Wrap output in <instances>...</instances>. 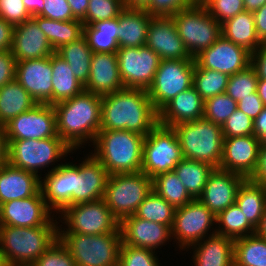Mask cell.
<instances>
[{
	"label": "cell",
	"instance_id": "cell-1",
	"mask_svg": "<svg viewBox=\"0 0 266 266\" xmlns=\"http://www.w3.org/2000/svg\"><path fill=\"white\" fill-rule=\"evenodd\" d=\"M158 124L148 92L141 88H123L102 96L100 130H127L147 136Z\"/></svg>",
	"mask_w": 266,
	"mask_h": 266
},
{
	"label": "cell",
	"instance_id": "cell-2",
	"mask_svg": "<svg viewBox=\"0 0 266 266\" xmlns=\"http://www.w3.org/2000/svg\"><path fill=\"white\" fill-rule=\"evenodd\" d=\"M101 101L102 96L84 90L53 105L57 135L72 150L88 140L94 143L100 131Z\"/></svg>",
	"mask_w": 266,
	"mask_h": 266
},
{
	"label": "cell",
	"instance_id": "cell-3",
	"mask_svg": "<svg viewBox=\"0 0 266 266\" xmlns=\"http://www.w3.org/2000/svg\"><path fill=\"white\" fill-rule=\"evenodd\" d=\"M145 136L127 130H100L93 155L109 175L135 173L142 169Z\"/></svg>",
	"mask_w": 266,
	"mask_h": 266
},
{
	"label": "cell",
	"instance_id": "cell-4",
	"mask_svg": "<svg viewBox=\"0 0 266 266\" xmlns=\"http://www.w3.org/2000/svg\"><path fill=\"white\" fill-rule=\"evenodd\" d=\"M57 225H0V249L8 264L32 265L58 239Z\"/></svg>",
	"mask_w": 266,
	"mask_h": 266
},
{
	"label": "cell",
	"instance_id": "cell-5",
	"mask_svg": "<svg viewBox=\"0 0 266 266\" xmlns=\"http://www.w3.org/2000/svg\"><path fill=\"white\" fill-rule=\"evenodd\" d=\"M175 130L183 157L219 169L223 155L222 127L204 118L180 123Z\"/></svg>",
	"mask_w": 266,
	"mask_h": 266
},
{
	"label": "cell",
	"instance_id": "cell-6",
	"mask_svg": "<svg viewBox=\"0 0 266 266\" xmlns=\"http://www.w3.org/2000/svg\"><path fill=\"white\" fill-rule=\"evenodd\" d=\"M77 266H119L122 244L120 228L102 235L58 233Z\"/></svg>",
	"mask_w": 266,
	"mask_h": 266
},
{
	"label": "cell",
	"instance_id": "cell-7",
	"mask_svg": "<svg viewBox=\"0 0 266 266\" xmlns=\"http://www.w3.org/2000/svg\"><path fill=\"white\" fill-rule=\"evenodd\" d=\"M152 191V179L144 172L113 174L107 180L103 200L120 222L134 215Z\"/></svg>",
	"mask_w": 266,
	"mask_h": 266
},
{
	"label": "cell",
	"instance_id": "cell-8",
	"mask_svg": "<svg viewBox=\"0 0 266 266\" xmlns=\"http://www.w3.org/2000/svg\"><path fill=\"white\" fill-rule=\"evenodd\" d=\"M172 17L179 37L192 58L208 49L222 35L221 24L203 4H194Z\"/></svg>",
	"mask_w": 266,
	"mask_h": 266
},
{
	"label": "cell",
	"instance_id": "cell-9",
	"mask_svg": "<svg viewBox=\"0 0 266 266\" xmlns=\"http://www.w3.org/2000/svg\"><path fill=\"white\" fill-rule=\"evenodd\" d=\"M184 159L173 127L158 123L143 142L142 169L151 179L175 169Z\"/></svg>",
	"mask_w": 266,
	"mask_h": 266
},
{
	"label": "cell",
	"instance_id": "cell-10",
	"mask_svg": "<svg viewBox=\"0 0 266 266\" xmlns=\"http://www.w3.org/2000/svg\"><path fill=\"white\" fill-rule=\"evenodd\" d=\"M7 141L8 163L36 175L40 168L73 151L60 137Z\"/></svg>",
	"mask_w": 266,
	"mask_h": 266
},
{
	"label": "cell",
	"instance_id": "cell-11",
	"mask_svg": "<svg viewBox=\"0 0 266 266\" xmlns=\"http://www.w3.org/2000/svg\"><path fill=\"white\" fill-rule=\"evenodd\" d=\"M195 60H161L148 96L157 112L179 93L193 86Z\"/></svg>",
	"mask_w": 266,
	"mask_h": 266
},
{
	"label": "cell",
	"instance_id": "cell-12",
	"mask_svg": "<svg viewBox=\"0 0 266 266\" xmlns=\"http://www.w3.org/2000/svg\"><path fill=\"white\" fill-rule=\"evenodd\" d=\"M61 213L68 228H58V233L102 235L116 232L120 226L103 199L70 205Z\"/></svg>",
	"mask_w": 266,
	"mask_h": 266
},
{
	"label": "cell",
	"instance_id": "cell-13",
	"mask_svg": "<svg viewBox=\"0 0 266 266\" xmlns=\"http://www.w3.org/2000/svg\"><path fill=\"white\" fill-rule=\"evenodd\" d=\"M116 54L124 88L147 90L153 83L161 58L146 45L119 48Z\"/></svg>",
	"mask_w": 266,
	"mask_h": 266
},
{
	"label": "cell",
	"instance_id": "cell-14",
	"mask_svg": "<svg viewBox=\"0 0 266 266\" xmlns=\"http://www.w3.org/2000/svg\"><path fill=\"white\" fill-rule=\"evenodd\" d=\"M213 223H216V216L199 199H193L176 208L171 228L172 237L178 240L180 249L189 248L205 239Z\"/></svg>",
	"mask_w": 266,
	"mask_h": 266
},
{
	"label": "cell",
	"instance_id": "cell-15",
	"mask_svg": "<svg viewBox=\"0 0 266 266\" xmlns=\"http://www.w3.org/2000/svg\"><path fill=\"white\" fill-rule=\"evenodd\" d=\"M7 140L59 137L53 105L38 103L4 125Z\"/></svg>",
	"mask_w": 266,
	"mask_h": 266
},
{
	"label": "cell",
	"instance_id": "cell-16",
	"mask_svg": "<svg viewBox=\"0 0 266 266\" xmlns=\"http://www.w3.org/2000/svg\"><path fill=\"white\" fill-rule=\"evenodd\" d=\"M50 208L43 198L41 189L33 196L11 200L0 205V225L37 227L58 225L51 218Z\"/></svg>",
	"mask_w": 266,
	"mask_h": 266
},
{
	"label": "cell",
	"instance_id": "cell-17",
	"mask_svg": "<svg viewBox=\"0 0 266 266\" xmlns=\"http://www.w3.org/2000/svg\"><path fill=\"white\" fill-rule=\"evenodd\" d=\"M195 62L201 68L231 76L251 64V52L221 35L208 49L195 57Z\"/></svg>",
	"mask_w": 266,
	"mask_h": 266
},
{
	"label": "cell",
	"instance_id": "cell-18",
	"mask_svg": "<svg viewBox=\"0 0 266 266\" xmlns=\"http://www.w3.org/2000/svg\"><path fill=\"white\" fill-rule=\"evenodd\" d=\"M145 45L161 60H195L179 37L173 17H152Z\"/></svg>",
	"mask_w": 266,
	"mask_h": 266
},
{
	"label": "cell",
	"instance_id": "cell-19",
	"mask_svg": "<svg viewBox=\"0 0 266 266\" xmlns=\"http://www.w3.org/2000/svg\"><path fill=\"white\" fill-rule=\"evenodd\" d=\"M259 149L260 143L254 135L224 138L219 169L249 179L256 169Z\"/></svg>",
	"mask_w": 266,
	"mask_h": 266
},
{
	"label": "cell",
	"instance_id": "cell-20",
	"mask_svg": "<svg viewBox=\"0 0 266 266\" xmlns=\"http://www.w3.org/2000/svg\"><path fill=\"white\" fill-rule=\"evenodd\" d=\"M51 56L18 61L16 80L37 101L52 105Z\"/></svg>",
	"mask_w": 266,
	"mask_h": 266
},
{
	"label": "cell",
	"instance_id": "cell-21",
	"mask_svg": "<svg viewBox=\"0 0 266 266\" xmlns=\"http://www.w3.org/2000/svg\"><path fill=\"white\" fill-rule=\"evenodd\" d=\"M75 177H78V166L75 164H58L41 180V192L47 206L62 212L72 205Z\"/></svg>",
	"mask_w": 266,
	"mask_h": 266
},
{
	"label": "cell",
	"instance_id": "cell-22",
	"mask_svg": "<svg viewBox=\"0 0 266 266\" xmlns=\"http://www.w3.org/2000/svg\"><path fill=\"white\" fill-rule=\"evenodd\" d=\"M119 228L122 243L154 251L172 236V226L148 221L135 215L123 218Z\"/></svg>",
	"mask_w": 266,
	"mask_h": 266
},
{
	"label": "cell",
	"instance_id": "cell-23",
	"mask_svg": "<svg viewBox=\"0 0 266 266\" xmlns=\"http://www.w3.org/2000/svg\"><path fill=\"white\" fill-rule=\"evenodd\" d=\"M245 178L239 174L214 169L198 198L215 216L235 204L239 186Z\"/></svg>",
	"mask_w": 266,
	"mask_h": 266
},
{
	"label": "cell",
	"instance_id": "cell-24",
	"mask_svg": "<svg viewBox=\"0 0 266 266\" xmlns=\"http://www.w3.org/2000/svg\"><path fill=\"white\" fill-rule=\"evenodd\" d=\"M109 173L92 154L78 165L72 205L103 199Z\"/></svg>",
	"mask_w": 266,
	"mask_h": 266
},
{
	"label": "cell",
	"instance_id": "cell-25",
	"mask_svg": "<svg viewBox=\"0 0 266 266\" xmlns=\"http://www.w3.org/2000/svg\"><path fill=\"white\" fill-rule=\"evenodd\" d=\"M11 52L18 62L49 57L55 51L37 22L30 18L14 26Z\"/></svg>",
	"mask_w": 266,
	"mask_h": 266
},
{
	"label": "cell",
	"instance_id": "cell-26",
	"mask_svg": "<svg viewBox=\"0 0 266 266\" xmlns=\"http://www.w3.org/2000/svg\"><path fill=\"white\" fill-rule=\"evenodd\" d=\"M124 88L116 53H93L88 81L84 90L104 96Z\"/></svg>",
	"mask_w": 266,
	"mask_h": 266
},
{
	"label": "cell",
	"instance_id": "cell-27",
	"mask_svg": "<svg viewBox=\"0 0 266 266\" xmlns=\"http://www.w3.org/2000/svg\"><path fill=\"white\" fill-rule=\"evenodd\" d=\"M205 101L192 86L170 100L159 112L158 123L174 127L180 123L202 119Z\"/></svg>",
	"mask_w": 266,
	"mask_h": 266
},
{
	"label": "cell",
	"instance_id": "cell-28",
	"mask_svg": "<svg viewBox=\"0 0 266 266\" xmlns=\"http://www.w3.org/2000/svg\"><path fill=\"white\" fill-rule=\"evenodd\" d=\"M9 163L0 169V205L35 195L41 189V178Z\"/></svg>",
	"mask_w": 266,
	"mask_h": 266
},
{
	"label": "cell",
	"instance_id": "cell-29",
	"mask_svg": "<svg viewBox=\"0 0 266 266\" xmlns=\"http://www.w3.org/2000/svg\"><path fill=\"white\" fill-rule=\"evenodd\" d=\"M193 245L195 266H234V240L218 235L213 231L211 236ZM198 245V247H197ZM197 247V248H196Z\"/></svg>",
	"mask_w": 266,
	"mask_h": 266
},
{
	"label": "cell",
	"instance_id": "cell-30",
	"mask_svg": "<svg viewBox=\"0 0 266 266\" xmlns=\"http://www.w3.org/2000/svg\"><path fill=\"white\" fill-rule=\"evenodd\" d=\"M152 17L142 9L124 8L118 16L119 48L144 46Z\"/></svg>",
	"mask_w": 266,
	"mask_h": 266
},
{
	"label": "cell",
	"instance_id": "cell-31",
	"mask_svg": "<svg viewBox=\"0 0 266 266\" xmlns=\"http://www.w3.org/2000/svg\"><path fill=\"white\" fill-rule=\"evenodd\" d=\"M222 35L253 53L263 43L259 40L253 12L242 11L221 24Z\"/></svg>",
	"mask_w": 266,
	"mask_h": 266
},
{
	"label": "cell",
	"instance_id": "cell-32",
	"mask_svg": "<svg viewBox=\"0 0 266 266\" xmlns=\"http://www.w3.org/2000/svg\"><path fill=\"white\" fill-rule=\"evenodd\" d=\"M37 101L16 80L0 88V126L19 114L32 109Z\"/></svg>",
	"mask_w": 266,
	"mask_h": 266
},
{
	"label": "cell",
	"instance_id": "cell-33",
	"mask_svg": "<svg viewBox=\"0 0 266 266\" xmlns=\"http://www.w3.org/2000/svg\"><path fill=\"white\" fill-rule=\"evenodd\" d=\"M52 105L70 99L84 91V85L77 80L68 63L56 52L51 55Z\"/></svg>",
	"mask_w": 266,
	"mask_h": 266
},
{
	"label": "cell",
	"instance_id": "cell-34",
	"mask_svg": "<svg viewBox=\"0 0 266 266\" xmlns=\"http://www.w3.org/2000/svg\"><path fill=\"white\" fill-rule=\"evenodd\" d=\"M118 17L83 25V36L93 53H116L119 49Z\"/></svg>",
	"mask_w": 266,
	"mask_h": 266
},
{
	"label": "cell",
	"instance_id": "cell-35",
	"mask_svg": "<svg viewBox=\"0 0 266 266\" xmlns=\"http://www.w3.org/2000/svg\"><path fill=\"white\" fill-rule=\"evenodd\" d=\"M235 204L256 228L266 206V187L245 179L237 190Z\"/></svg>",
	"mask_w": 266,
	"mask_h": 266
},
{
	"label": "cell",
	"instance_id": "cell-36",
	"mask_svg": "<svg viewBox=\"0 0 266 266\" xmlns=\"http://www.w3.org/2000/svg\"><path fill=\"white\" fill-rule=\"evenodd\" d=\"M32 18L44 32L54 51L58 50L62 45L77 41L83 36V22L79 19L59 21L40 16Z\"/></svg>",
	"mask_w": 266,
	"mask_h": 266
},
{
	"label": "cell",
	"instance_id": "cell-37",
	"mask_svg": "<svg viewBox=\"0 0 266 266\" xmlns=\"http://www.w3.org/2000/svg\"><path fill=\"white\" fill-rule=\"evenodd\" d=\"M55 52L68 63L77 80L85 85L89 78L93 55L86 38L82 36L77 41L62 45Z\"/></svg>",
	"mask_w": 266,
	"mask_h": 266
},
{
	"label": "cell",
	"instance_id": "cell-38",
	"mask_svg": "<svg viewBox=\"0 0 266 266\" xmlns=\"http://www.w3.org/2000/svg\"><path fill=\"white\" fill-rule=\"evenodd\" d=\"M214 169L207 163L184 158L176 165L174 171L189 195L193 199H198Z\"/></svg>",
	"mask_w": 266,
	"mask_h": 266
},
{
	"label": "cell",
	"instance_id": "cell-39",
	"mask_svg": "<svg viewBox=\"0 0 266 266\" xmlns=\"http://www.w3.org/2000/svg\"><path fill=\"white\" fill-rule=\"evenodd\" d=\"M234 266H266V239L256 234L235 239Z\"/></svg>",
	"mask_w": 266,
	"mask_h": 266
},
{
	"label": "cell",
	"instance_id": "cell-40",
	"mask_svg": "<svg viewBox=\"0 0 266 266\" xmlns=\"http://www.w3.org/2000/svg\"><path fill=\"white\" fill-rule=\"evenodd\" d=\"M152 188L175 209L193 200L174 170L153 177Z\"/></svg>",
	"mask_w": 266,
	"mask_h": 266
},
{
	"label": "cell",
	"instance_id": "cell-41",
	"mask_svg": "<svg viewBox=\"0 0 266 266\" xmlns=\"http://www.w3.org/2000/svg\"><path fill=\"white\" fill-rule=\"evenodd\" d=\"M216 222V224L220 223L218 225L221 226L215 229L216 234L232 240L255 234V228L249 223L247 217L236 204L221 211L216 216Z\"/></svg>",
	"mask_w": 266,
	"mask_h": 266
},
{
	"label": "cell",
	"instance_id": "cell-42",
	"mask_svg": "<svg viewBox=\"0 0 266 266\" xmlns=\"http://www.w3.org/2000/svg\"><path fill=\"white\" fill-rule=\"evenodd\" d=\"M229 75L216 70L201 68L195 62L193 87L205 101L210 97L226 92Z\"/></svg>",
	"mask_w": 266,
	"mask_h": 266
},
{
	"label": "cell",
	"instance_id": "cell-43",
	"mask_svg": "<svg viewBox=\"0 0 266 266\" xmlns=\"http://www.w3.org/2000/svg\"><path fill=\"white\" fill-rule=\"evenodd\" d=\"M175 210L165 199L152 191L139 205L134 215L148 221L172 226Z\"/></svg>",
	"mask_w": 266,
	"mask_h": 266
},
{
	"label": "cell",
	"instance_id": "cell-44",
	"mask_svg": "<svg viewBox=\"0 0 266 266\" xmlns=\"http://www.w3.org/2000/svg\"><path fill=\"white\" fill-rule=\"evenodd\" d=\"M258 77L250 64L247 68L229 77L226 94L237 103L257 91Z\"/></svg>",
	"mask_w": 266,
	"mask_h": 266
},
{
	"label": "cell",
	"instance_id": "cell-45",
	"mask_svg": "<svg viewBox=\"0 0 266 266\" xmlns=\"http://www.w3.org/2000/svg\"><path fill=\"white\" fill-rule=\"evenodd\" d=\"M237 109V102L226 93L218 94L205 100L203 118L219 126Z\"/></svg>",
	"mask_w": 266,
	"mask_h": 266
},
{
	"label": "cell",
	"instance_id": "cell-46",
	"mask_svg": "<svg viewBox=\"0 0 266 266\" xmlns=\"http://www.w3.org/2000/svg\"><path fill=\"white\" fill-rule=\"evenodd\" d=\"M123 9V0H89L86 16L82 20L83 25L116 18Z\"/></svg>",
	"mask_w": 266,
	"mask_h": 266
},
{
	"label": "cell",
	"instance_id": "cell-47",
	"mask_svg": "<svg viewBox=\"0 0 266 266\" xmlns=\"http://www.w3.org/2000/svg\"><path fill=\"white\" fill-rule=\"evenodd\" d=\"M155 251L121 244L119 266H160ZM158 260V261H157Z\"/></svg>",
	"mask_w": 266,
	"mask_h": 266
},
{
	"label": "cell",
	"instance_id": "cell-48",
	"mask_svg": "<svg viewBox=\"0 0 266 266\" xmlns=\"http://www.w3.org/2000/svg\"><path fill=\"white\" fill-rule=\"evenodd\" d=\"M32 266H77L68 249L57 239Z\"/></svg>",
	"mask_w": 266,
	"mask_h": 266
},
{
	"label": "cell",
	"instance_id": "cell-49",
	"mask_svg": "<svg viewBox=\"0 0 266 266\" xmlns=\"http://www.w3.org/2000/svg\"><path fill=\"white\" fill-rule=\"evenodd\" d=\"M254 121L239 109L232 113L222 125L224 138L254 135Z\"/></svg>",
	"mask_w": 266,
	"mask_h": 266
},
{
	"label": "cell",
	"instance_id": "cell-50",
	"mask_svg": "<svg viewBox=\"0 0 266 266\" xmlns=\"http://www.w3.org/2000/svg\"><path fill=\"white\" fill-rule=\"evenodd\" d=\"M203 5L220 24L245 10L243 0H206Z\"/></svg>",
	"mask_w": 266,
	"mask_h": 266
},
{
	"label": "cell",
	"instance_id": "cell-51",
	"mask_svg": "<svg viewBox=\"0 0 266 266\" xmlns=\"http://www.w3.org/2000/svg\"><path fill=\"white\" fill-rule=\"evenodd\" d=\"M194 4L192 0H150L149 5L144 10L153 17H172Z\"/></svg>",
	"mask_w": 266,
	"mask_h": 266
},
{
	"label": "cell",
	"instance_id": "cell-52",
	"mask_svg": "<svg viewBox=\"0 0 266 266\" xmlns=\"http://www.w3.org/2000/svg\"><path fill=\"white\" fill-rule=\"evenodd\" d=\"M0 17L13 26L32 18L23 0H0Z\"/></svg>",
	"mask_w": 266,
	"mask_h": 266
},
{
	"label": "cell",
	"instance_id": "cell-53",
	"mask_svg": "<svg viewBox=\"0 0 266 266\" xmlns=\"http://www.w3.org/2000/svg\"><path fill=\"white\" fill-rule=\"evenodd\" d=\"M38 16L59 21L76 19L67 0H44V10Z\"/></svg>",
	"mask_w": 266,
	"mask_h": 266
},
{
	"label": "cell",
	"instance_id": "cell-54",
	"mask_svg": "<svg viewBox=\"0 0 266 266\" xmlns=\"http://www.w3.org/2000/svg\"><path fill=\"white\" fill-rule=\"evenodd\" d=\"M16 66L11 50L0 51V88L16 78Z\"/></svg>",
	"mask_w": 266,
	"mask_h": 266
},
{
	"label": "cell",
	"instance_id": "cell-55",
	"mask_svg": "<svg viewBox=\"0 0 266 266\" xmlns=\"http://www.w3.org/2000/svg\"><path fill=\"white\" fill-rule=\"evenodd\" d=\"M265 108L264 103L257 94V91L237 103V109L248 115L253 121Z\"/></svg>",
	"mask_w": 266,
	"mask_h": 266
},
{
	"label": "cell",
	"instance_id": "cell-56",
	"mask_svg": "<svg viewBox=\"0 0 266 266\" xmlns=\"http://www.w3.org/2000/svg\"><path fill=\"white\" fill-rule=\"evenodd\" d=\"M251 65L255 69L258 79L266 80V44H262L251 53Z\"/></svg>",
	"mask_w": 266,
	"mask_h": 266
},
{
	"label": "cell",
	"instance_id": "cell-57",
	"mask_svg": "<svg viewBox=\"0 0 266 266\" xmlns=\"http://www.w3.org/2000/svg\"><path fill=\"white\" fill-rule=\"evenodd\" d=\"M249 180L266 187V147H260L257 166Z\"/></svg>",
	"mask_w": 266,
	"mask_h": 266
},
{
	"label": "cell",
	"instance_id": "cell-58",
	"mask_svg": "<svg viewBox=\"0 0 266 266\" xmlns=\"http://www.w3.org/2000/svg\"><path fill=\"white\" fill-rule=\"evenodd\" d=\"M14 26L0 17V51L11 50Z\"/></svg>",
	"mask_w": 266,
	"mask_h": 266
},
{
	"label": "cell",
	"instance_id": "cell-59",
	"mask_svg": "<svg viewBox=\"0 0 266 266\" xmlns=\"http://www.w3.org/2000/svg\"><path fill=\"white\" fill-rule=\"evenodd\" d=\"M253 132L260 147H266V107L254 119Z\"/></svg>",
	"mask_w": 266,
	"mask_h": 266
},
{
	"label": "cell",
	"instance_id": "cell-60",
	"mask_svg": "<svg viewBox=\"0 0 266 266\" xmlns=\"http://www.w3.org/2000/svg\"><path fill=\"white\" fill-rule=\"evenodd\" d=\"M253 14L257 36L263 44H266V4Z\"/></svg>",
	"mask_w": 266,
	"mask_h": 266
},
{
	"label": "cell",
	"instance_id": "cell-61",
	"mask_svg": "<svg viewBox=\"0 0 266 266\" xmlns=\"http://www.w3.org/2000/svg\"><path fill=\"white\" fill-rule=\"evenodd\" d=\"M72 14L76 19L83 20L89 5V0H67Z\"/></svg>",
	"mask_w": 266,
	"mask_h": 266
},
{
	"label": "cell",
	"instance_id": "cell-62",
	"mask_svg": "<svg viewBox=\"0 0 266 266\" xmlns=\"http://www.w3.org/2000/svg\"><path fill=\"white\" fill-rule=\"evenodd\" d=\"M8 163V141L4 126H0V169Z\"/></svg>",
	"mask_w": 266,
	"mask_h": 266
},
{
	"label": "cell",
	"instance_id": "cell-63",
	"mask_svg": "<svg viewBox=\"0 0 266 266\" xmlns=\"http://www.w3.org/2000/svg\"><path fill=\"white\" fill-rule=\"evenodd\" d=\"M23 3L31 17L38 16L44 10V0H23Z\"/></svg>",
	"mask_w": 266,
	"mask_h": 266
},
{
	"label": "cell",
	"instance_id": "cell-64",
	"mask_svg": "<svg viewBox=\"0 0 266 266\" xmlns=\"http://www.w3.org/2000/svg\"><path fill=\"white\" fill-rule=\"evenodd\" d=\"M150 3V0H123L124 8L144 10Z\"/></svg>",
	"mask_w": 266,
	"mask_h": 266
},
{
	"label": "cell",
	"instance_id": "cell-65",
	"mask_svg": "<svg viewBox=\"0 0 266 266\" xmlns=\"http://www.w3.org/2000/svg\"><path fill=\"white\" fill-rule=\"evenodd\" d=\"M246 11L254 12L266 4V0H243Z\"/></svg>",
	"mask_w": 266,
	"mask_h": 266
},
{
	"label": "cell",
	"instance_id": "cell-66",
	"mask_svg": "<svg viewBox=\"0 0 266 266\" xmlns=\"http://www.w3.org/2000/svg\"><path fill=\"white\" fill-rule=\"evenodd\" d=\"M255 234L266 239V206L259 225L255 228Z\"/></svg>",
	"mask_w": 266,
	"mask_h": 266
},
{
	"label": "cell",
	"instance_id": "cell-67",
	"mask_svg": "<svg viewBox=\"0 0 266 266\" xmlns=\"http://www.w3.org/2000/svg\"><path fill=\"white\" fill-rule=\"evenodd\" d=\"M257 94L261 98L264 106L266 107V80L258 79L257 81Z\"/></svg>",
	"mask_w": 266,
	"mask_h": 266
},
{
	"label": "cell",
	"instance_id": "cell-68",
	"mask_svg": "<svg viewBox=\"0 0 266 266\" xmlns=\"http://www.w3.org/2000/svg\"><path fill=\"white\" fill-rule=\"evenodd\" d=\"M0 266H8V262L6 260V257L4 253L0 249Z\"/></svg>",
	"mask_w": 266,
	"mask_h": 266
},
{
	"label": "cell",
	"instance_id": "cell-69",
	"mask_svg": "<svg viewBox=\"0 0 266 266\" xmlns=\"http://www.w3.org/2000/svg\"><path fill=\"white\" fill-rule=\"evenodd\" d=\"M195 4H203L206 0H192Z\"/></svg>",
	"mask_w": 266,
	"mask_h": 266
},
{
	"label": "cell",
	"instance_id": "cell-70",
	"mask_svg": "<svg viewBox=\"0 0 266 266\" xmlns=\"http://www.w3.org/2000/svg\"><path fill=\"white\" fill-rule=\"evenodd\" d=\"M8 266H32V265L8 264Z\"/></svg>",
	"mask_w": 266,
	"mask_h": 266
}]
</instances>
